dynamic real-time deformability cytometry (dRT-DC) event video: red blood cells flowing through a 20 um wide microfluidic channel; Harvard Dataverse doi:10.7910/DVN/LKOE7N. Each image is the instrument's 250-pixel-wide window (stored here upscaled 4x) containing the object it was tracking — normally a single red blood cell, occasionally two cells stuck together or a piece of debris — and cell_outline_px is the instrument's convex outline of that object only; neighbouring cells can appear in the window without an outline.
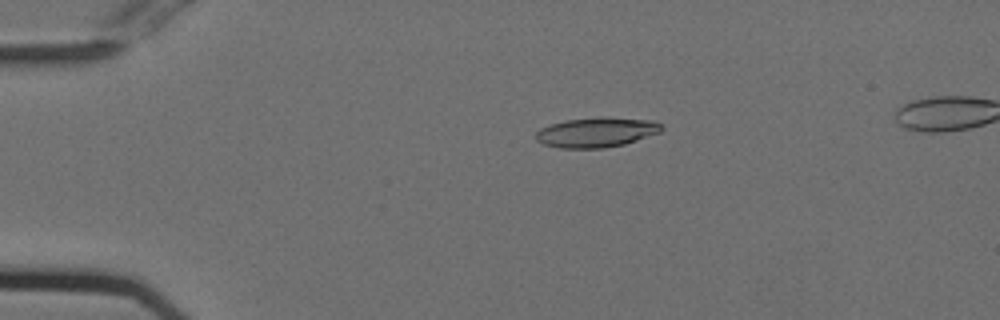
{"species": "Egyptian fruit bat (a non-hibernating species)", "species_latin": "Rousettus aegyptiacus", "temperature_condition": "cold", "stored_images_in_passage": 50, "camera_frame_rate_fps": 3000, "um_per_image_px": 0.085, "animal": {"sex": "female"}, "frame": {"image": 1, "passage_image": 7, "time_ms": 2.0, "image_size_px": [1000, 320], "cell_outline_px": [[664, 128], [660, 132], [624, 144], [604, 148], [560, 148], [544, 144], [536, 140], [536, 132], [540, 128], [564, 120], [600, 116], [604, 116], [652, 120], [664, 124]], "centroid_in_image_um": [50.72, 11.23], "position_along_channel_um": 34.3, "area_um2": 22.08}}
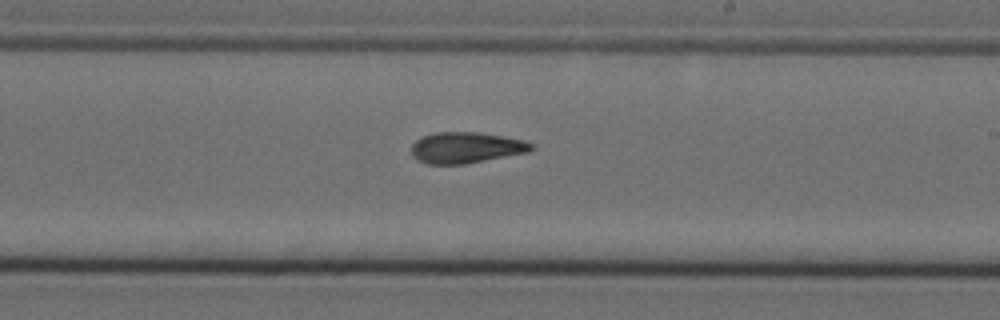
{"frame": {"image": 2, "passage_image": 28, "time_ms": 9.0, "image_size_px": [1000, 320], "cell_outline_px": [[532, 152], [464, 164], [428, 164], [416, 160], [412, 156], [412, 144], [420, 136], [436, 132], [480, 132], [504, 136], [524, 140], [532, 144]], "centroid_in_image_um": [39.61, 12.55], "position_along_channel_um": 249.4, "area_um2": 21.96}}
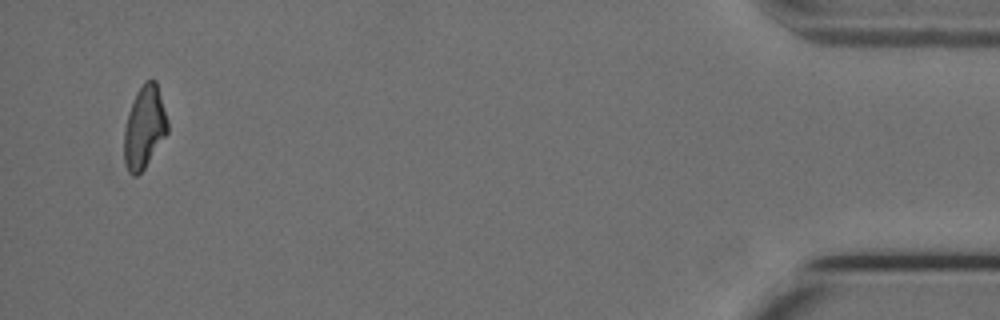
{"frame": {"image": 3, "passage_image": 48, "time_ms": 15.667, "image_size_px": [1000, 320], "cell_outline_px": [[168, 132], [144, 168], [136, 176], [132, 176], [128, 172], [124, 164], [124, 128], [128, 112], [136, 92], [144, 80], [156, 80], [168, 120]], "centroid_in_image_um": [12.26, 10.81], "position_along_channel_um": 422.9, "area_um2": 20.98}, "authors_computed_cell_mechanics": {"area_um2": 21.7617, "velocity_mm_per_s": 3.7413, "shape_relaxation_time_tau1_ms": 10.5112, "shape_relaxation_time_tau2_ms": 3.2352, "deformation_change_tau1": 0.2492, "deformation_change_tau2": 0.1126}}